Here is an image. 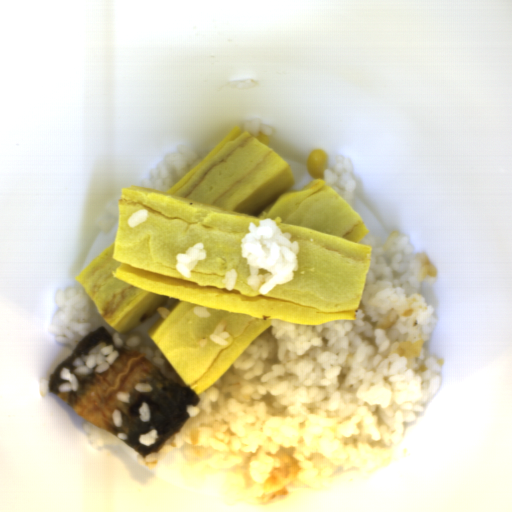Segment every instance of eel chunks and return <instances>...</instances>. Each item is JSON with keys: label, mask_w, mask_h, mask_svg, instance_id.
<instances>
[{"label": "eel chunks", "mask_w": 512, "mask_h": 512, "mask_svg": "<svg viewBox=\"0 0 512 512\" xmlns=\"http://www.w3.org/2000/svg\"><path fill=\"white\" fill-rule=\"evenodd\" d=\"M113 344L119 352L117 360L108 370L101 373L76 375L72 362L75 357L87 354L100 342ZM117 348L113 336L105 326H101L79 341L72 353L61 361L49 376V390L63 400L81 418L117 437L125 433L127 440L122 441L133 448L142 458L151 453H158L168 439L179 432L190 418L186 408L197 406L200 397L189 387L181 386L173 379H168L159 367L148 360L142 352L135 349ZM62 367H70L80 382L77 392H59L58 385L64 382L58 372ZM139 382L149 383L153 391L137 392L135 385ZM118 391L131 394V401L124 403L116 398ZM149 404L152 412L150 421L141 422L138 408L141 402ZM118 408L124 418L123 426L116 427L112 422V413ZM156 428L157 442L152 447L141 444V433Z\"/></svg>", "instance_id": "4dd315ae"}]
</instances>
